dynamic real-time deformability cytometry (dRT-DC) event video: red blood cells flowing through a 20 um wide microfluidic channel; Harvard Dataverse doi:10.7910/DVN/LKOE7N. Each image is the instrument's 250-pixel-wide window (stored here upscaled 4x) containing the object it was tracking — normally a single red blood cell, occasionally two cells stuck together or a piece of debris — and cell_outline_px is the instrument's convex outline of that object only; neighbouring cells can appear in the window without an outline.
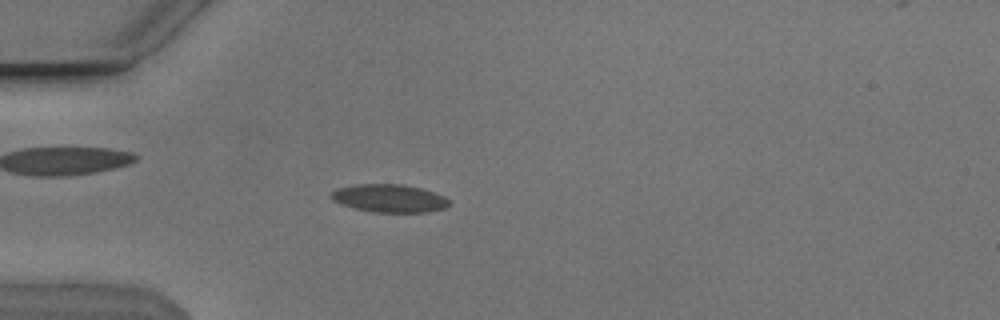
{"species": "Egyptian fruit bat (a non-hibernating species)", "species_latin": "Rousettus aegyptiacus", "temperature_condition": "cold", "stored_images_in_passage": 43, "camera_frame_rate_fps": 3000, "um_per_image_px": 0.085, "animal": {"sex": "male"}, "frame": {"image": 1, "passage_image": 5, "time_ms": 1.333, "image_size_px": [1000, 320], "cell_outline_px": [[452, 200], [444, 208], [428, 212], [372, 212], [340, 204], [332, 200], [328, 196], [336, 188], [356, 184], [404, 184], [420, 188], [444, 196]], "centroid_in_image_um": [33.06, 16.85], "position_along_channel_um": 51.9, "area_um2": 19.31}}
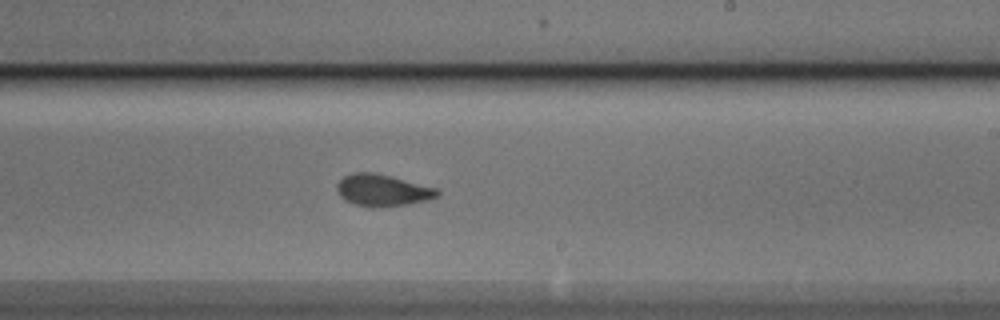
{"frame": {"image": 2, "passage_image": 22, "time_ms": 7.0, "image_size_px": [1000, 320], "cell_outline_px": [[440, 196], [428, 200], [408, 204], [372, 208], [352, 204], [344, 200], [340, 196], [336, 188], [336, 184], [344, 176], [356, 172], [372, 172], [392, 176], [436, 188], [440, 192]], "centroid_in_image_um": [32.51, 16.18], "position_along_channel_um": 256.5, "area_um2": 18.79}}
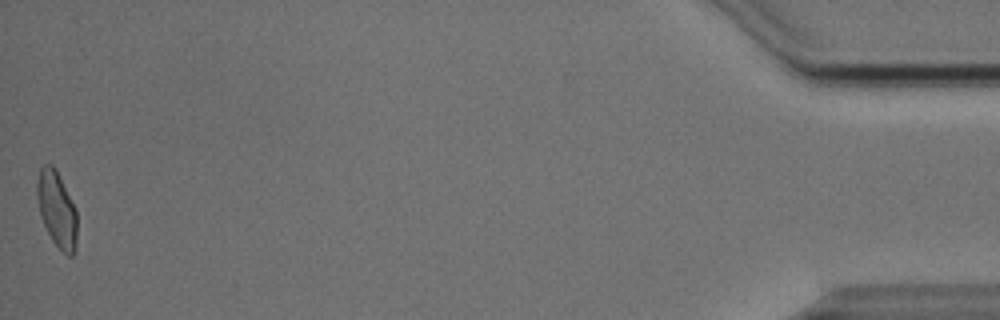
{"frame": {"image": 3, "passage_image": 43, "time_ms": 14.0, "image_size_px": [1000, 320], "cell_outline_px": [[76, 248], [72, 256], [68, 256], [52, 240], [40, 216], [36, 196], [36, 184], [40, 168], [44, 164], [52, 164], [56, 168], [76, 208]], "centroid_in_image_um": [4.82, 17.75], "position_along_channel_um": 430.4, "area_um2": 17.74}, "authors_computed_cell_mechanics": {"area_um2": 18.0336, "velocity_mm_per_s": 3.8387, "shape_relaxation_time_tau1_ms": 3.633, "shape_relaxation_time_tau2_ms": 1.0944, "deformation_change_tau1": 0.1469, "deformation_change_tau2": 0.0791}}